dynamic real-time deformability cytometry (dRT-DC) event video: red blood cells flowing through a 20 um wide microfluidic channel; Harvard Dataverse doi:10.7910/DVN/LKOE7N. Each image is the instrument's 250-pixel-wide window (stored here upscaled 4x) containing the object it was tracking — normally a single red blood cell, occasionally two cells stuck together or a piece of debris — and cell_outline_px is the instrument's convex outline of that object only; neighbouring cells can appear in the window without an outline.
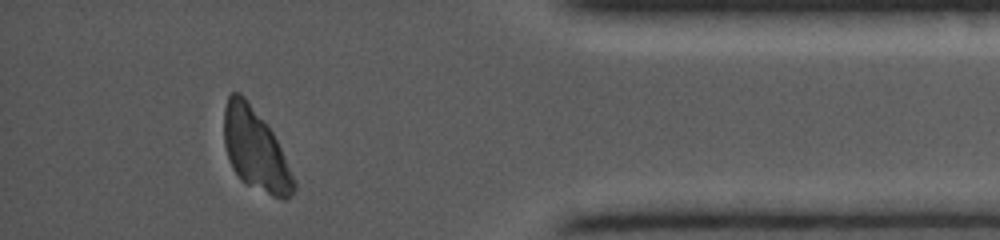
{"species": "common noctule bat (a hibernating species)", "species_latin": "Nyctalus noctula", "temperature_condition": "cold", "stored_images_in_passage": 28, "camera_frame_rate_fps": 5000, "um_per_image_px": 0.085, "animal": {"sex": "female", "body_mass_g": 19.0, "forearm_length_mm": 56.7}, "frame": {"image": 1, "passage_image": 28, "time_ms": 12.2, "image_size_px": [1000, 240], "cell_outline_px": [[296, 188], [292, 196], [284, 200], [280, 200], [240, 180], [232, 168], [224, 144], [224, 108], [228, 96], [232, 92], [240, 92], [244, 96], [268, 124], [280, 148], [296, 184]], "centroid_in_image_um": [21.69, 12.71], "position_along_channel_um": 413.5, "area_um2": 33.0}}